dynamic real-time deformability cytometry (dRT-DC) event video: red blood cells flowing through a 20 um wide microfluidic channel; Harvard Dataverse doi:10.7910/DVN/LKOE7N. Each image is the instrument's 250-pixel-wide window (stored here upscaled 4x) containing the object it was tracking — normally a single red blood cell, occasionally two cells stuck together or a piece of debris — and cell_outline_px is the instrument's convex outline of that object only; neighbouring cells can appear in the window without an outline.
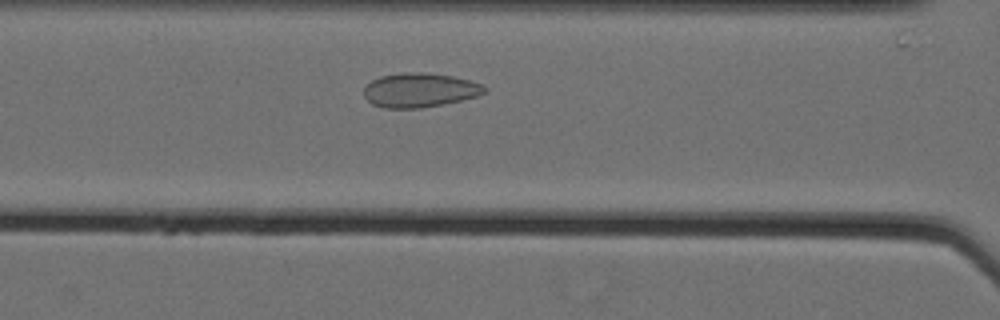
{"species": "Egyptian fruit bat (a non-hibernating species)", "species_latin": "Rousettus aegyptiacus", "temperature_condition": "cold", "stored_images_in_passage": 36, "camera_frame_rate_fps": 3000, "um_per_image_px": 0.085, "animal": {"sex": "female"}, "frame": {"image": 1, "passage_image": 12, "time_ms": 3.667, "image_size_px": [1000, 320], "cell_outline_px": [[488, 88], [484, 92], [476, 96], [444, 104], [420, 108], [384, 108], [372, 104], [364, 96], [364, 84], [380, 76], [404, 72], [424, 72], [452, 76], [484, 84]], "centroid_in_image_um": [35.65, 7.65], "position_along_channel_um": 131.0, "area_um2": 24.16}}
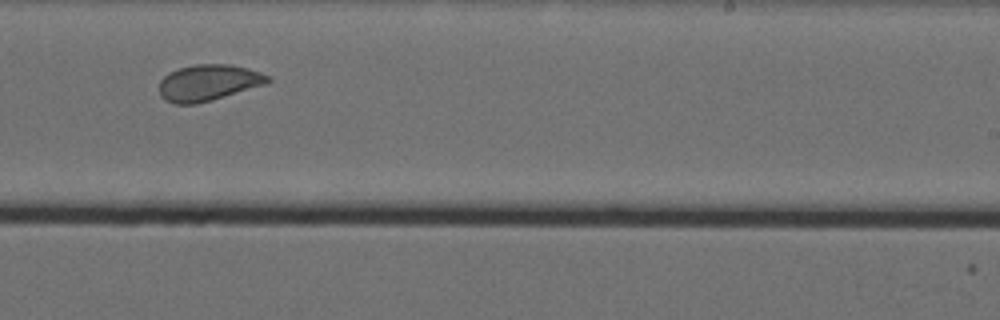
{"frame": {"image": 2, "passage_image": 24, "time_ms": 7.667, "image_size_px": [1000, 320], "cell_outline_px": [[272, 80], [268, 84], [212, 100], [196, 104], [176, 104], [164, 100], [160, 96], [160, 80], [168, 72], [180, 68], [196, 64], [228, 64], [248, 68], [260, 72], [268, 76]], "centroid_in_image_um": [17.72, 7.03], "position_along_channel_um": 271.3, "area_um2": 23.06}}
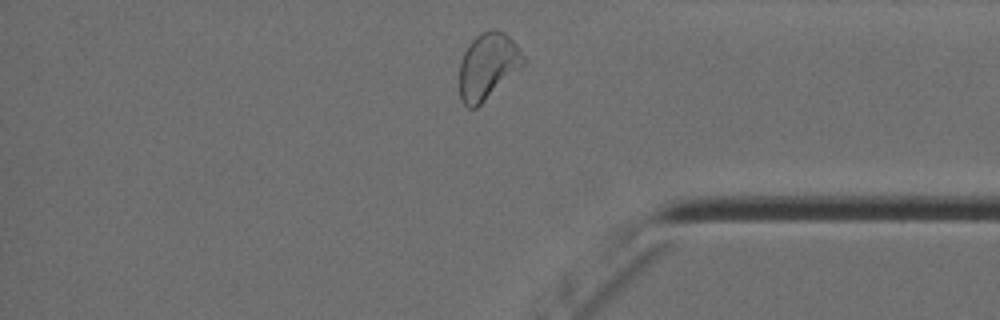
{"frame": {"image": 3, "passage_image": 35, "time_ms": 11.333, "image_size_px": [1000, 320], "cell_outline_px": [[524, 64], [476, 108], [468, 108], [460, 100], [460, 60], [468, 44], [480, 32], [492, 28], [496, 28], [504, 32], [516, 44], [524, 56]], "centroid_in_image_um": [41.43, 5.58], "position_along_channel_um": 393.8, "area_um2": 24.45}, "authors_computed_cell_mechanics": {"area_um2": 23.1778, "velocity_mm_per_s": 3.5146, "shape_relaxation_time_tau1_ms": 6.4068, "shape_relaxation_time_tau2_ms": 1.0445, "deformation_change_tau1": 0.0943, "deformation_change_tau2": 0.0716}}